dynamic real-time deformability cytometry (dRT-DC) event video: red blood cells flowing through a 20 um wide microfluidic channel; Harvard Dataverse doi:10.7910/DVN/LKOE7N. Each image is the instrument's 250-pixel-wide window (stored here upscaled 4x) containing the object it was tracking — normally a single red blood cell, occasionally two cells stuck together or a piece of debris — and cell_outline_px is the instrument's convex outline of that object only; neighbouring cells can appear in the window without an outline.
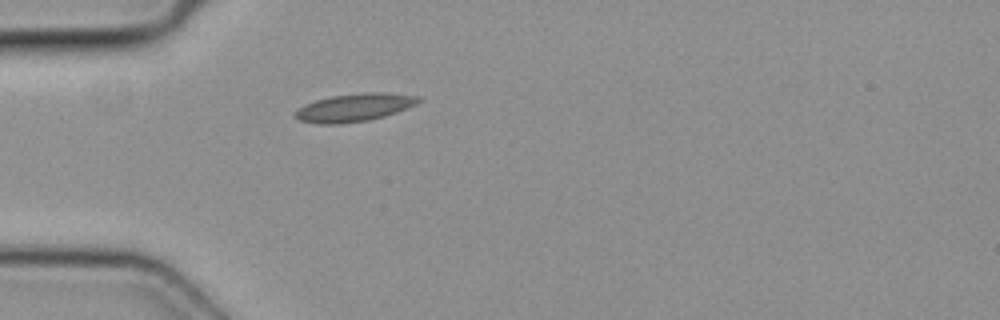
{"species": "common noctule bat (a hibernating species)", "species_latin": "Nyctalus noctula", "temperature_condition": "cold", "stored_images_in_passage": 1, "camera_frame_rate_fps": 3000, "um_per_image_px": 0.085, "animal": {"sex": "female", "body_mass_g": 19.3, "forearm_length_mm": 54.1}, "frame": {"image": 1, "passage_image": 1, "time_ms": 0.0, "image_size_px": [1000, 320], "cell_outline_px": [[424, 100], [408, 108], [384, 116], [368, 120], [340, 124], [316, 124], [300, 120], [292, 116], [292, 112], [304, 104], [316, 100], [332, 96], [364, 92], [384, 92], [420, 96]], "centroid_in_image_um": [30.11, 9.14], "position_along_channel_um": 54.9, "area_um2": 20.35}}